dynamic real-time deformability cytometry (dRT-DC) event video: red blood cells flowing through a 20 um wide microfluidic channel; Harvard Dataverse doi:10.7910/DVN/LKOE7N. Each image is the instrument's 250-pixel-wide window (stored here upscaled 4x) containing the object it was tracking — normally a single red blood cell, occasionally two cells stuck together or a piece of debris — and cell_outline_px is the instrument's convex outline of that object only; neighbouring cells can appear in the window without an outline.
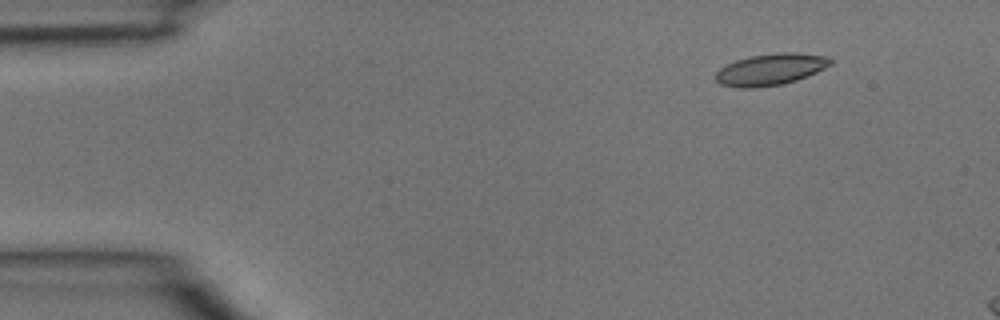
{"species": "common noctule bat (a hibernating species)", "species_latin": "Nyctalus noctula", "temperature_condition": "room temperature", "stored_images_in_passage": 3, "camera_frame_rate_fps": 3000, "um_per_image_px": 0.085, "animal": {"sex": "male", "body_mass_g": 15.6}, "frame": {"image": 1, "passage_image": 2, "time_ms": 0.333, "image_size_px": [1000, 320], "cell_outline_px": [[832, 64], [816, 72], [796, 80], [780, 84], [756, 88], [740, 88], [720, 84], [716, 80], [716, 72], [720, 68], [736, 60], [748, 56], [780, 52], [792, 52], [824, 56], [832, 60]], "centroid_in_image_um": [65.47, 5.9], "position_along_channel_um": 19.5, "area_um2": 20.92}}